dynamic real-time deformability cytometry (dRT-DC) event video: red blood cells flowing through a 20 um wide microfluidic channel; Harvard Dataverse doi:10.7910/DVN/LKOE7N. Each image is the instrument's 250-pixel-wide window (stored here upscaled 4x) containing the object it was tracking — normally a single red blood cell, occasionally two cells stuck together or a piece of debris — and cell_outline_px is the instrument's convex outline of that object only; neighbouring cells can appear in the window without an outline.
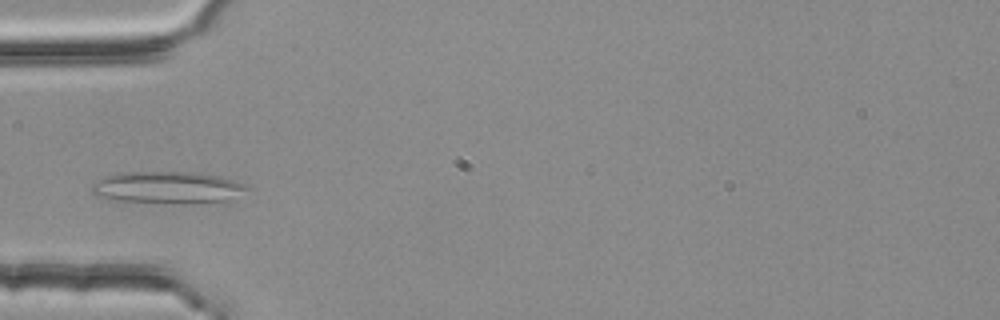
{"species": "common noctule bat (a hibernating species)", "species_latin": "Nyctalus noctula", "temperature_condition": "room temperature", "stored_images_in_passage": 31, "camera_frame_rate_fps": 3000, "um_per_image_px": 0.085, "animal": {"sex": "female", "body_mass_g": 25.1}, "frame": {"image": 1, "passage_image": 1, "time_ms": 0.0, "image_size_px": [1000, 320], "cell_outline_px": [[248, 188], [228, 200], [192, 204], [172, 204], [116, 200], [96, 196], [92, 192], [92, 184], [96, 180], [104, 176], [128, 172], [196, 172], [220, 176], [244, 184]], "centroid_in_image_um": [14.2, 15.95], "position_along_channel_um": 70.8, "area_um2": 29.02}}
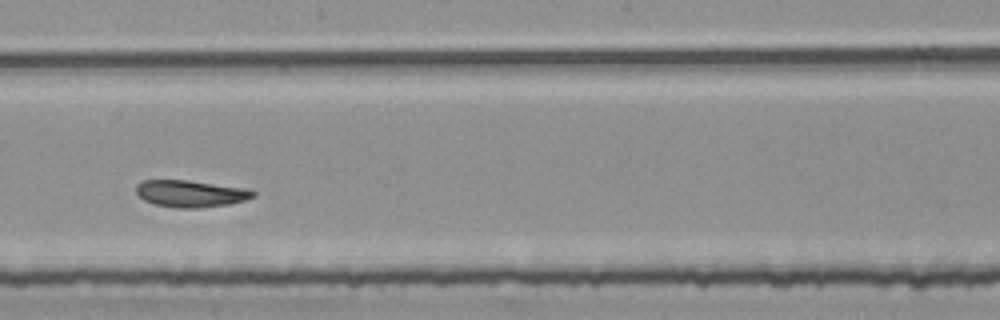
{"frame": {"image": 2, "passage_image": 14, "time_ms": 4.333, "image_size_px": [1000, 320], "cell_outline_px": [[256, 196], [244, 200], [228, 204], [196, 208], [180, 208], [156, 204], [144, 200], [136, 192], [136, 184], [144, 180], [188, 180], [248, 188], [256, 192]], "centroid_in_image_um": [16.23, 16.44], "position_along_channel_um": 232.0, "area_um2": 18.26}}
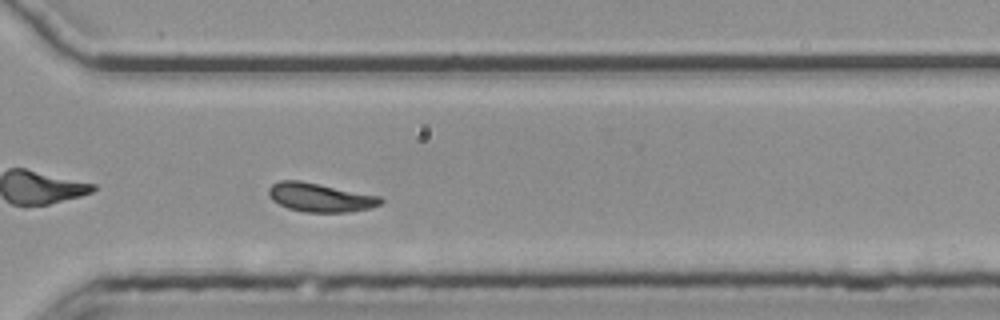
{"frame": {"image": 3, "passage_image": 23, "time_ms": 7.333, "image_size_px": [1000, 320], "cell_outline_px": [[384, 200], [380, 204], [372, 208], [348, 212], [304, 212], [288, 208], [272, 200], [268, 196], [268, 188], [272, 184], [280, 180], [300, 180], [380, 196]], "centroid_in_image_um": [27.2, 16.78], "position_along_channel_um": 343.4, "area_um2": 18.84}, "authors_computed_cell_mechanics": {"area_um2": 18.3226, "velocity_mm_per_s": 3.7232, "shape_relaxation_time_tau1_ms": null, "shape_relaxation_time_tau2_ms": 2.5239, "deformation_change_tau1": null, "deformation_change_tau2": 0.0732}}